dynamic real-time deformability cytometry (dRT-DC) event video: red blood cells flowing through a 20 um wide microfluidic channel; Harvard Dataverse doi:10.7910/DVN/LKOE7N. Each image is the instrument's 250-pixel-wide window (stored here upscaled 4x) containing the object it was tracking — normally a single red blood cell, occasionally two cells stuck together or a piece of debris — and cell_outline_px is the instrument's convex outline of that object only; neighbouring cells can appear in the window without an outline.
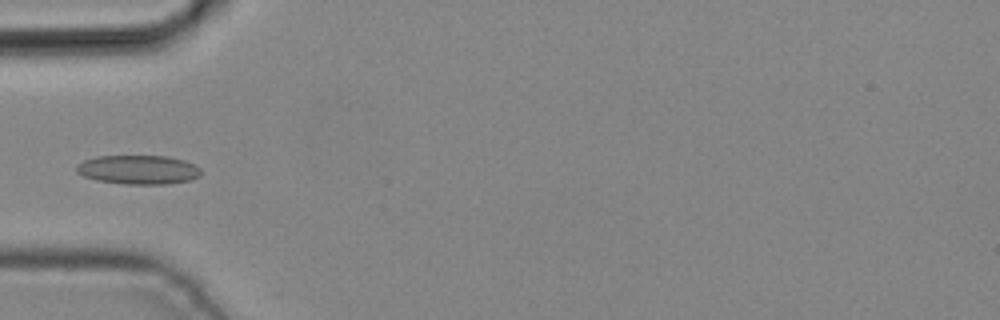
{"species": "common noctule bat (a hibernating species)", "species_latin": "Nyctalus noctula", "temperature_condition": "cold", "stored_images_in_passage": 5, "camera_frame_rate_fps": 3000, "um_per_image_px": 0.085, "animal": {"sex": "male", "body_mass_g": 19.2, "forearm_length_mm": 51.8}, "frame": {"image": 1, "passage_image": 4, "time_ms": 1.0, "image_size_px": [1000, 320], "cell_outline_px": [[200, 176], [192, 180], [168, 184], [124, 184], [96, 180], [84, 176], [76, 172], [76, 164], [84, 160], [96, 156], [168, 156], [184, 160], [200, 168]], "centroid_in_image_um": [11.75, 14.42], "position_along_channel_um": 73.3, "area_um2": 21.21}}
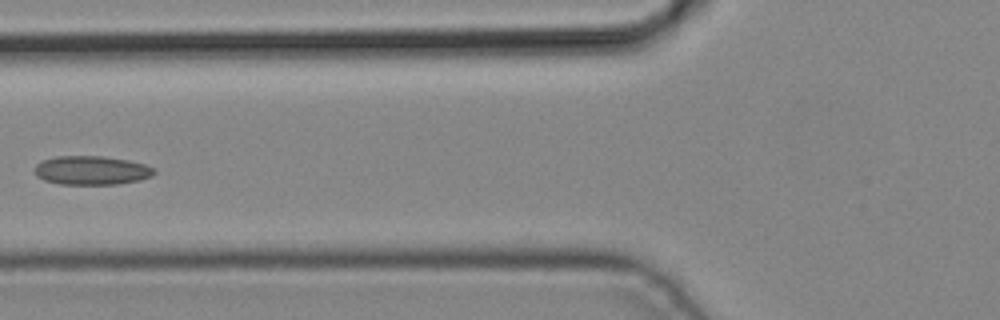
{"frame": {"image": 2, "passage_image": 5, "time_ms": 1.333, "image_size_px": [1000, 320], "cell_outline_px": [[156, 172], [152, 176], [140, 180], [116, 184], [60, 184], [44, 180], [36, 176], [36, 164], [40, 160], [56, 156], [104, 156], [128, 160], [144, 164], [156, 168]], "centroid_in_image_um": [7.79, 14.47], "position_along_channel_um": 118.0, "area_um2": 20.23}}